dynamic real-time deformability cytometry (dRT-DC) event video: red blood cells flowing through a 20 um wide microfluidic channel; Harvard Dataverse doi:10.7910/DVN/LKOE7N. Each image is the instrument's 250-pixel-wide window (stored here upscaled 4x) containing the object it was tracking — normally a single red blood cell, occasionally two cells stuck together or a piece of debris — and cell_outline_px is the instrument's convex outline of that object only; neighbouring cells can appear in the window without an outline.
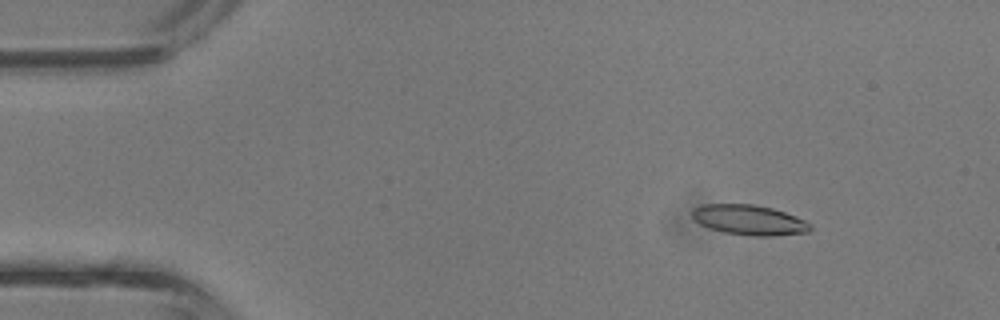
{"species": "common noctule bat (a hibernating species)", "species_latin": "Nyctalus noctula", "temperature_condition": "room temperature", "stored_images_in_passage": 41, "camera_frame_rate_fps": 3000, "um_per_image_px": 0.085, "animal": {"sex": "male", "body_mass_g": 13.3}, "frame": {"image": 1, "passage_image": 5, "time_ms": 1.333, "image_size_px": [1000, 320], "cell_outline_px": [[812, 228], [808, 232], [772, 236], [748, 236], [724, 232], [708, 228], [692, 220], [692, 208], [704, 204], [752, 204], [772, 208], [796, 216], [812, 224]], "centroid_in_image_um": [63.65, 18.7], "position_along_channel_um": 21.3, "area_um2": 20.92}}
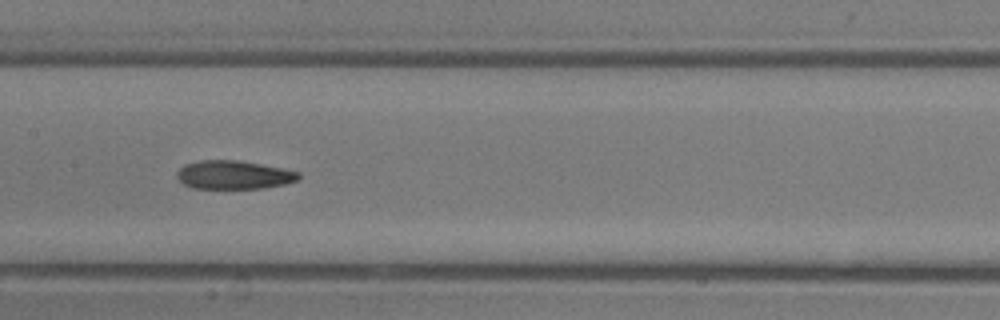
{"frame": {"image": 2, "passage_image": 20, "time_ms": 6.333, "image_size_px": [1000, 320], "cell_outline_px": [[300, 176], [296, 180], [284, 184], [264, 188], [192, 188], [184, 184], [176, 176], [176, 172], [184, 164], [200, 160], [236, 160], [260, 164], [300, 172]], "centroid_in_image_um": [19.83, 14.86], "position_along_channel_um": 187.6, "area_um2": 20.06}}
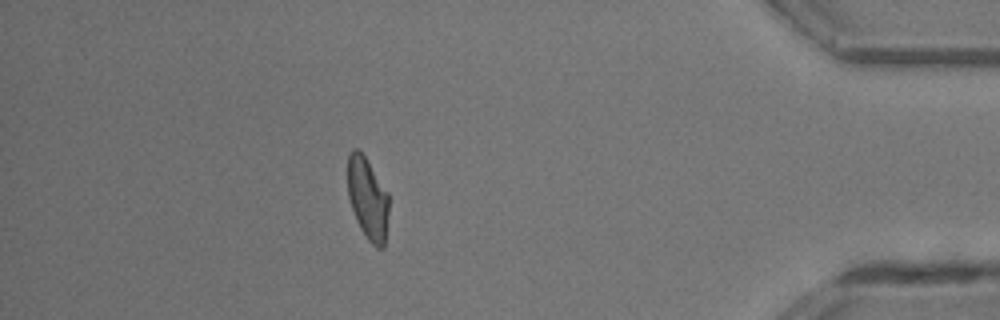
{"frame": {"image": 3, "passage_image": 36, "time_ms": 11.667, "image_size_px": [1000, 320], "cell_outline_px": [[388, 212], [384, 248], [376, 248], [368, 240], [360, 228], [352, 208], [348, 196], [348, 152], [352, 148], [356, 148], [364, 156], [388, 192]], "centroid_in_image_um": [31.25, 16.88], "position_along_channel_um": 404.0, "area_um2": 19.48}, "authors_computed_cell_mechanics": {"area_um2": 20.519, "velocity_mm_per_s": 4.9791, "shape_relaxation_time_tau1_ms": 8.3656, "shape_relaxation_time_tau2_ms": 2.4324, "deformation_change_tau1": 0.2398, "deformation_change_tau2": 0.1035}}